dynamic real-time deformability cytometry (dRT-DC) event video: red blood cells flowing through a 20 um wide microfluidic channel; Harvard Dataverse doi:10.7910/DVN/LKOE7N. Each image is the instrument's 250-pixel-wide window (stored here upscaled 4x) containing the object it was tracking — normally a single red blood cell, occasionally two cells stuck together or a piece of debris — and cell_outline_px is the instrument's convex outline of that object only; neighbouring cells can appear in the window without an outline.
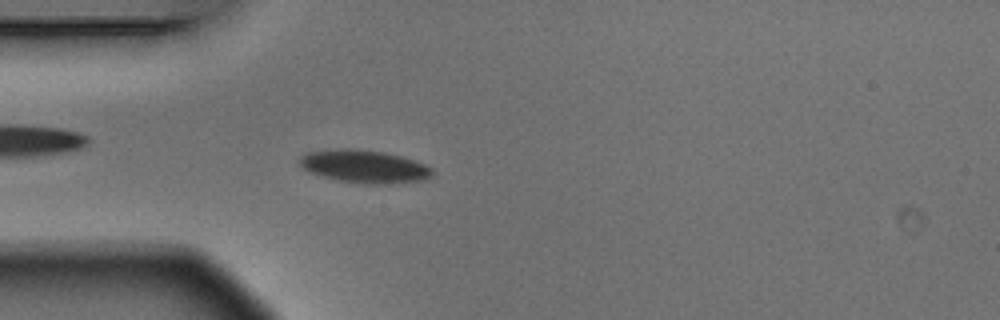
{"species": "Egyptian fruit bat (a non-hibernating species)", "species_latin": "Rousettus aegyptiacus", "temperature_condition": "warm", "stored_images_in_passage": 3, "camera_frame_rate_fps": 3000, "um_per_image_px": 0.085, "animal": {"sex": "male"}, "frame": {"image": 1, "passage_image": 3, "time_ms": 0.667, "image_size_px": [1000, 320], "cell_outline_px": [[432, 176], [424, 180], [384, 184], [364, 184], [340, 180], [308, 172], [300, 168], [300, 156], [308, 152], [344, 148], [384, 152], [400, 156], [424, 164], [432, 168]], "centroid_in_image_um": [30.95, 14.15], "position_along_channel_um": 54.0, "area_um2": 25.14}}